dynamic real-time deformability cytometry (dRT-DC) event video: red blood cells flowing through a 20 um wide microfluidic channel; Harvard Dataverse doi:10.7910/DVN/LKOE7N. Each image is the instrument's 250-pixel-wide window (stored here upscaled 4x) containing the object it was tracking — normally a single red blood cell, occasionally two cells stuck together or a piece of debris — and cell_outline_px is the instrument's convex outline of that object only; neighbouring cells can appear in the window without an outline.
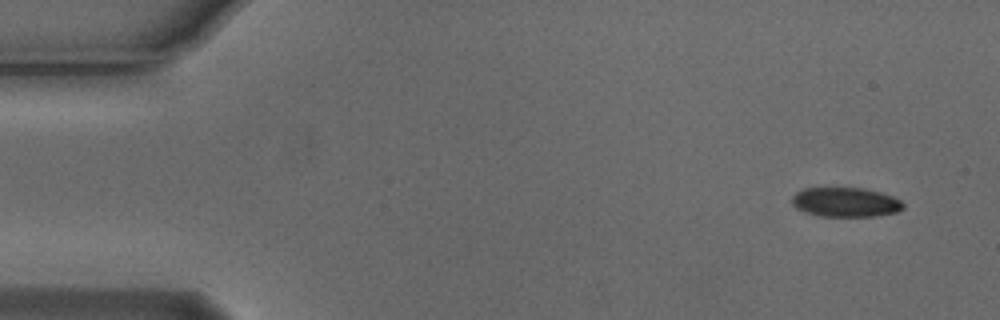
{"species": "Egyptian fruit bat (a non-hibernating species)", "species_latin": "Rousettus aegyptiacus", "temperature_condition": "cold", "stored_images_in_passage": 4, "camera_frame_rate_fps": 3000, "um_per_image_px": 0.085, "animal": {"sex": "male"}, "frame": {"image": 1, "passage_image": 1, "time_ms": 0.0, "image_size_px": [1000, 320], "cell_outline_px": [[904, 208], [896, 212], [872, 216], [820, 216], [804, 212], [796, 208], [792, 204], [792, 196], [796, 192], [804, 188], [864, 188], [880, 192], [892, 196], [900, 200], [904, 204]], "centroid_in_image_um": [71.85, 17.18], "position_along_channel_um": 13.2, "area_um2": 19.07}}